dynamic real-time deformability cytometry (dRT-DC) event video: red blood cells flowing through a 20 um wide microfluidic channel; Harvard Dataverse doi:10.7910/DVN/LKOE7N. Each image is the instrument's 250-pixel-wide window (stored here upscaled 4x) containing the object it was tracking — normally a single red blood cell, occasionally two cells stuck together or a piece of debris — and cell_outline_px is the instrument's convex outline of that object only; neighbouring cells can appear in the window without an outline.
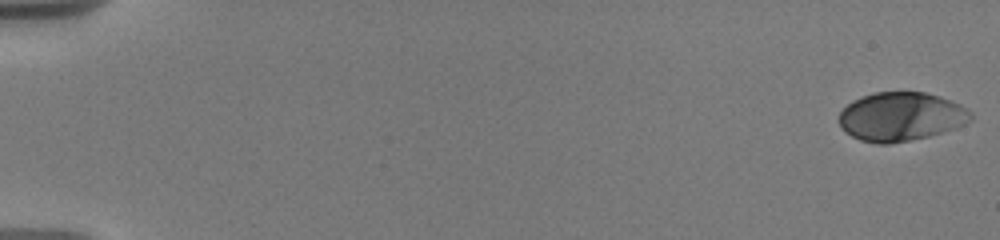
{"species": "human", "species_latin": "Homo sapiens", "temperature_condition": "warm", "stored_images_in_passage": 29, "camera_frame_rate_fps": 3000, "um_per_image_px": 0.085, "donor": {"sex": "male"}, "frame": {"image": 1, "passage_image": 1, "time_ms": 0.0, "image_size_px": [1000, 240], "cell_outline_px": [[972, 120], [956, 128], [944, 132], [928, 136], [888, 144], [876, 144], [860, 140], [844, 132], [836, 120], [840, 112], [852, 100], [876, 92], [924, 92], [940, 96], [960, 104], [968, 108], [972, 112]], "centroid_in_image_um": [76.57, 9.92], "position_along_channel_um": 8.4, "area_um2": 37.74}}
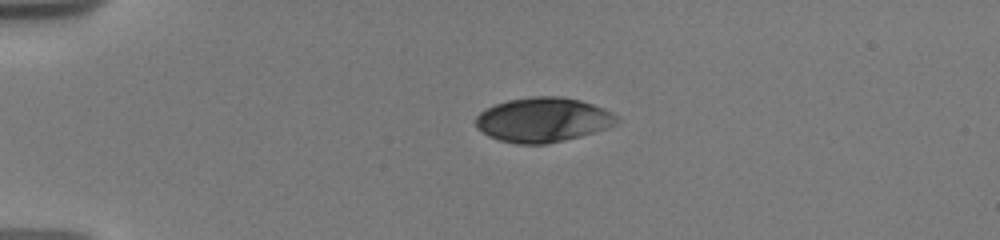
{"frame": {"image": 2, "passage_image": 20, "time_ms": 4.333, "image_size_px": [1000, 240], "cell_outline_px": [[620, 120], [616, 124], [608, 128], [580, 136], [548, 144], [516, 144], [500, 140], [488, 136], [476, 128], [476, 116], [480, 112], [496, 104], [508, 100], [528, 96], [560, 96], [580, 100], [604, 108], [620, 116]], "centroid_in_image_um": [46.18, 10.18], "position_along_channel_um": 38.8, "area_um2": 36.88}}